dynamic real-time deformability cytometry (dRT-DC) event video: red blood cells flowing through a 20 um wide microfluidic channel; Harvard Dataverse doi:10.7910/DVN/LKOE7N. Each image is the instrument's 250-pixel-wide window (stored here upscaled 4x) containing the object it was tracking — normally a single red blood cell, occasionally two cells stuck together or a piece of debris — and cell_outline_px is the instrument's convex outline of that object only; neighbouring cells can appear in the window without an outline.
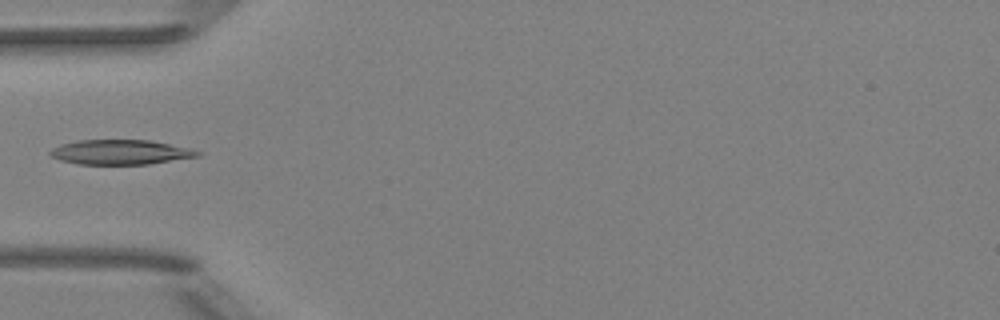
{"species": "Egyptian fruit bat (a non-hibernating species)", "species_latin": "Rousettus aegyptiacus", "temperature_condition": "room temperature", "stored_images_in_passage": 5, "camera_frame_rate_fps": 3000, "um_per_image_px": 0.085, "animal": {"sex": "female"}, "frame": {"image": 1, "passage_image": 5, "time_ms": 4.333, "image_size_px": [1000, 320], "cell_outline_px": [[200, 156], [148, 164], [80, 164], [60, 160], [48, 156], [48, 152], [52, 148], [60, 144], [76, 140], [152, 140], [188, 148], [200, 152]], "centroid_in_image_um": [10.18, 12.93], "position_along_channel_um": 74.8, "area_um2": 21.27}}